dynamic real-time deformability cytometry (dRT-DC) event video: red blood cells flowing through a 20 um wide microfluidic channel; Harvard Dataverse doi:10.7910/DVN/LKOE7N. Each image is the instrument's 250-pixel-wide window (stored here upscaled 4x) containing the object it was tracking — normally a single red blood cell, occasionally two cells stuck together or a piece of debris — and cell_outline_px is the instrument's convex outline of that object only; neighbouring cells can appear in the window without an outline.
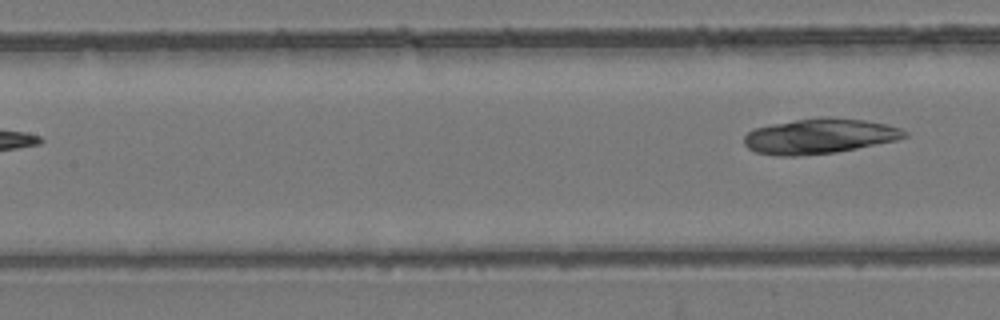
{"species": "common noctule bat (a hibernating species)", "species_latin": "Nyctalus noctula", "temperature_condition": "room temperature", "stored_images_in_passage": 4, "segment_of_instrument_passage": [2, 2], "camera_frame_rate_fps": 3000, "um_per_image_px": 0.085, "animal": {"sex": "female", "body_mass_g": 24.6, "forearm_length_mm": 56.2}, "frame": {"image": 1, "passage_image": 4, "time_ms": 3.667, "image_size_px": [1000, 320], "cell_outline_px": [[908, 136], [896, 140], [836, 152], [796, 156], [776, 156], [756, 152], [748, 148], [744, 144], [744, 136], [752, 128], [772, 124], [796, 120], [824, 116], [828, 116], [864, 120], [884, 124], [900, 128], [908, 132]], "centroid_in_image_um": [69.62, 11.57], "position_along_channel_um": 137.8, "area_um2": 32.83}}